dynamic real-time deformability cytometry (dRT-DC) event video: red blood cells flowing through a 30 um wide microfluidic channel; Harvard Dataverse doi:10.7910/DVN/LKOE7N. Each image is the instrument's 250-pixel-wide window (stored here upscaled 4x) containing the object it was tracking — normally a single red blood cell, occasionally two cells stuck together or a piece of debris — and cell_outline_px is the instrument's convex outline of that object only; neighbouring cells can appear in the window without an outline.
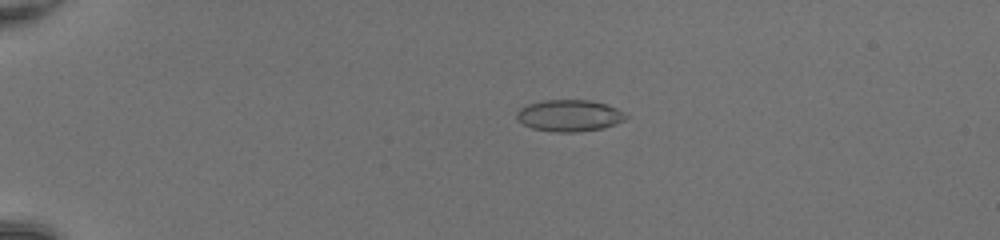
{"species": "common noctule bat (a hibernating species)", "species_latin": "Nyctalus noctula", "temperature_condition": "room temperature", "stored_images_in_passage": 52, "camera_frame_rate_fps": 3000, "um_per_image_px": 0.085, "animal": {"sex": "female", "body_mass_g": 20.0, "forearm_length_mm": 54.0}, "frame": {"image": 1, "passage_image": 14, "time_ms": 4.333, "image_size_px": [1000, 240], "cell_outline_px": [[628, 116], [624, 120], [616, 124], [604, 128], [576, 132], [552, 132], [532, 128], [516, 120], [516, 112], [524, 104], [544, 100], [588, 100], [604, 104], [616, 108], [624, 112]], "centroid_in_image_um": [48.35, 9.83], "position_along_channel_um": 36.6, "area_um2": 20.29}}
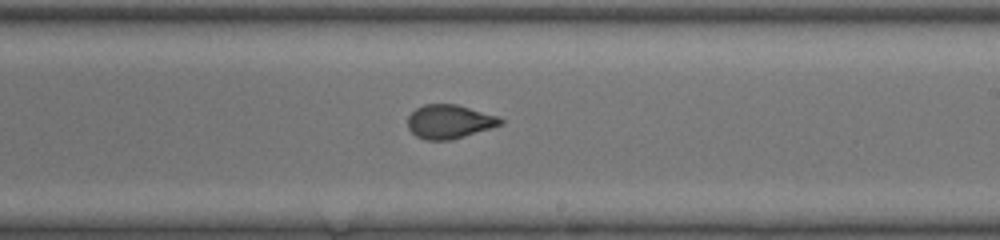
{"frame": {"image": 2, "passage_image": 34, "time_ms": 11.0, "image_size_px": [1000, 240], "cell_outline_px": [[504, 124], [492, 128], [464, 136], [448, 140], [428, 140], [416, 136], [408, 128], [408, 116], [416, 108], [424, 104], [456, 104], [496, 116], [504, 120]], "centroid_in_image_um": [38.19, 10.34], "position_along_channel_um": 250.8, "area_um2": 18.15}}
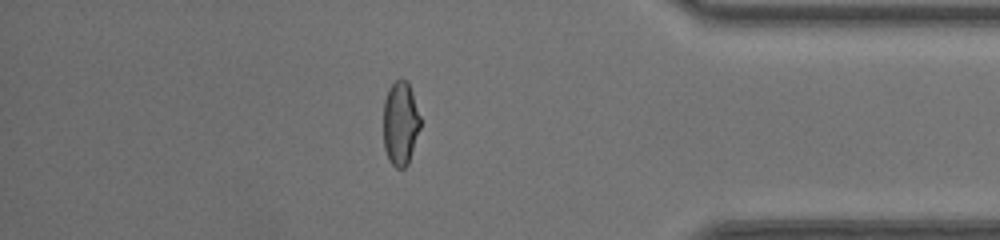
{"frame": {"image": 3, "passage_image": 46, "time_ms": 15.0, "image_size_px": [1000, 240], "cell_outline_px": [[420, 128], [408, 164], [404, 168], [396, 168], [388, 160], [384, 148], [384, 100], [388, 88], [400, 76], [408, 80], [420, 116]], "centroid_in_image_um": [34.03, 10.45], "position_along_channel_um": 401.2, "area_um2": 18.26}, "authors_computed_cell_mechanics": {"area_um2": 19.1896, "velocity_mm_per_s": 4.2943, "shape_relaxation_time_tau1_ms": 5.0115, "shape_relaxation_time_tau2_ms": null, "deformation_change_tau1": 0.1808, "deformation_change_tau2": null}}